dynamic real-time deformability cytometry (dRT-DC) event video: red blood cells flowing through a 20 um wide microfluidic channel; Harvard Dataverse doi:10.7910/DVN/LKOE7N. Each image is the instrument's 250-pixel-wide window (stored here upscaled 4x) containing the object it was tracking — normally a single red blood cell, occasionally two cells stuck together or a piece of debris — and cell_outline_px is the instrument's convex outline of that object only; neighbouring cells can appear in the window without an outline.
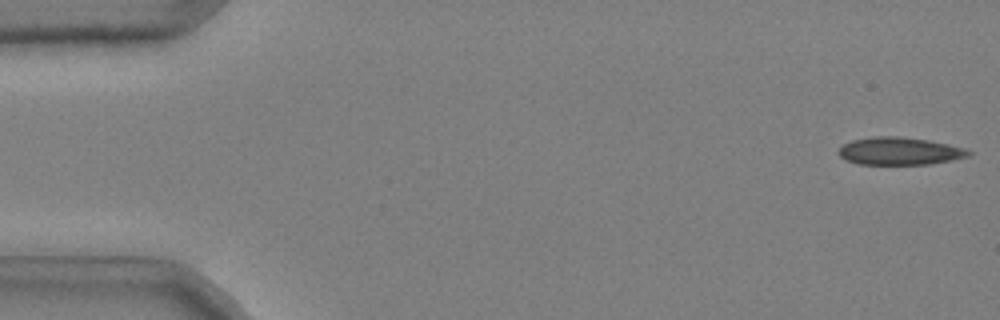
{"species": "common noctule bat (a hibernating species)", "species_latin": "Nyctalus noctula", "temperature_condition": "cold", "stored_images_in_passage": 49, "camera_frame_rate_fps": 3000, "um_per_image_px": 0.085, "animal": {"sex": "male", "body_mass_g": 20.4}, "frame": {"image": 1, "passage_image": 1, "time_ms": 0.0, "image_size_px": [1000, 320], "cell_outline_px": [[972, 152], [968, 156], [952, 160], [928, 164], [860, 164], [844, 160], [836, 152], [844, 144], [852, 140], [872, 136], [900, 136], [928, 140], [948, 144], [964, 148]], "centroid_in_image_um": [76.43, 12.84], "position_along_channel_um": 8.6, "area_um2": 20.92}}
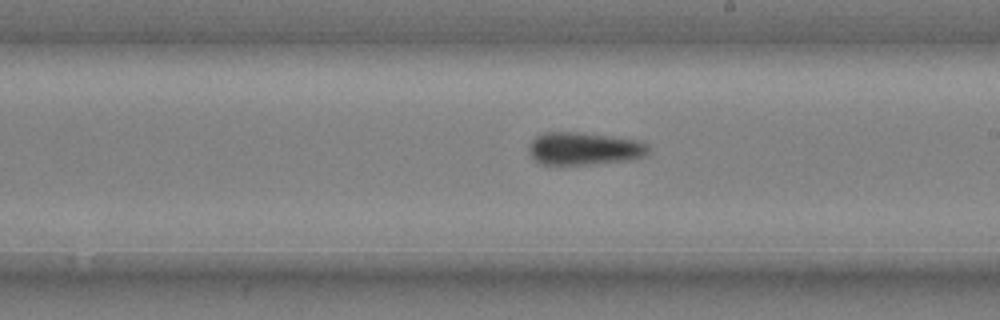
{"frame": {"image": 2, "passage_image": 30, "time_ms": 9.667, "image_size_px": [1000, 320], "cell_outline_px": [[648, 152], [644, 156], [632, 160], [592, 164], [540, 164], [528, 152], [528, 144], [536, 136], [544, 132], [576, 132], [612, 136], [640, 140], [648, 144]], "centroid_in_image_um": [49.66, 12.62], "position_along_channel_um": 239.3, "area_um2": 22.95}}
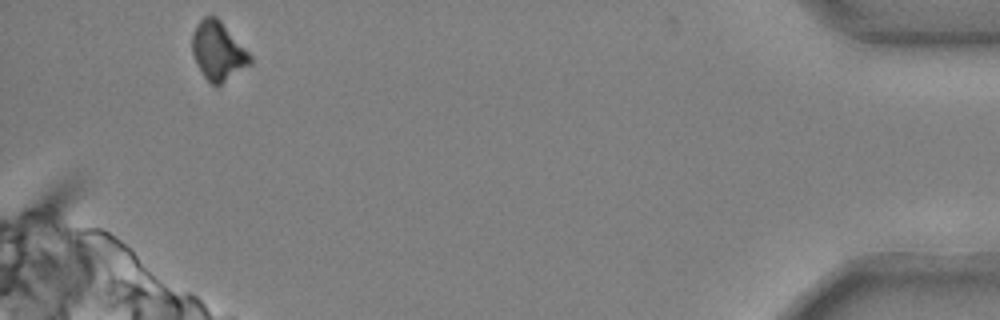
{"frame": {"image": 3, "passage_image": 49, "time_ms": 16.0, "image_size_px": [1000, 320], "cell_outline_px": [[252, 64], [216, 88], [204, 76], [192, 52], [192, 32], [196, 24], [204, 16], [216, 16], [220, 20], [252, 56]], "centroid_in_image_um": [18.55, 4.35], "position_along_channel_um": 416.7, "area_um2": 19.77}, "authors_computed_cell_mechanics": {"area_um2": 22.0218, "velocity_mm_per_s": 3.7128, "shape_relaxation_time_tau1_ms": 3.8589, "shape_relaxation_time_tau2_ms": null, "deformation_change_tau1": 0.0842, "deformation_change_tau2": null}}